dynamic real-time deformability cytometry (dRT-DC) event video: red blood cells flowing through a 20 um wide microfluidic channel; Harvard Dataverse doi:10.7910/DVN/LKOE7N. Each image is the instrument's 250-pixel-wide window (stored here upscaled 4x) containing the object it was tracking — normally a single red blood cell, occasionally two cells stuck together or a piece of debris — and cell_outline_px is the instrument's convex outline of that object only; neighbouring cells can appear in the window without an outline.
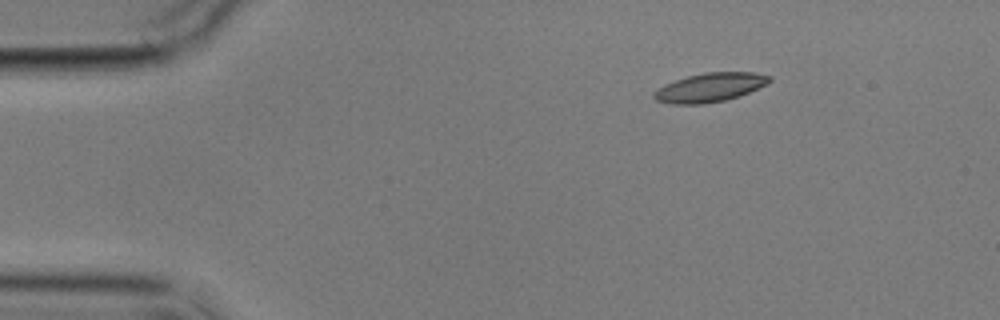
{"species": "common noctule bat (a hibernating species)", "species_latin": "Nyctalus noctula", "temperature_condition": "cold", "stored_images_in_passage": 12, "camera_frame_rate_fps": 3000, "um_per_image_px": 0.085, "animal": {"sex": "male", "body_mass_g": 17.9}, "frame": {"image": 1, "passage_image": 1, "time_ms": 0.0, "image_size_px": [1000, 320], "cell_outline_px": [[772, 80], [768, 84], [748, 92], [724, 100], [704, 104], [672, 104], [656, 100], [652, 96], [652, 92], [664, 84], [688, 76], [704, 72], [756, 72], [772, 76]], "centroid_in_image_um": [60.34, 7.42], "position_along_channel_um": 24.7, "area_um2": 19.48}}
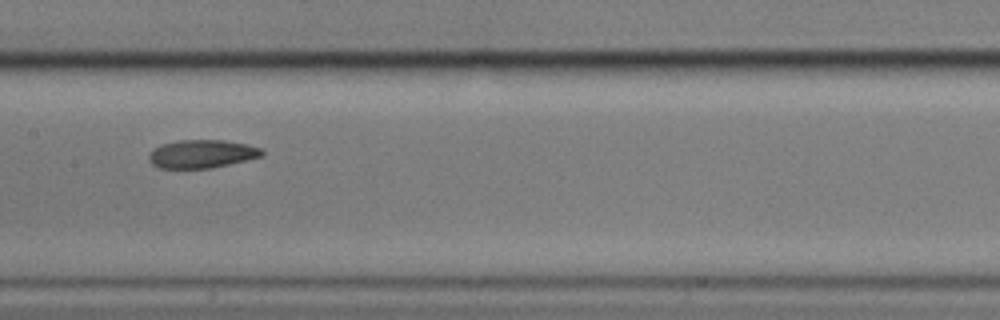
{"frame": {"image": 2, "passage_image": 6, "time_ms": 6.667, "image_size_px": [1000, 320], "cell_outline_px": [[264, 156], [228, 164], [208, 168], [160, 168], [152, 164], [148, 160], [148, 156], [160, 144], [180, 140], [224, 140], [248, 144], [260, 148], [264, 152]], "centroid_in_image_um": [17.17, 13.07], "position_along_channel_um": 190.2, "area_um2": 18.5}}
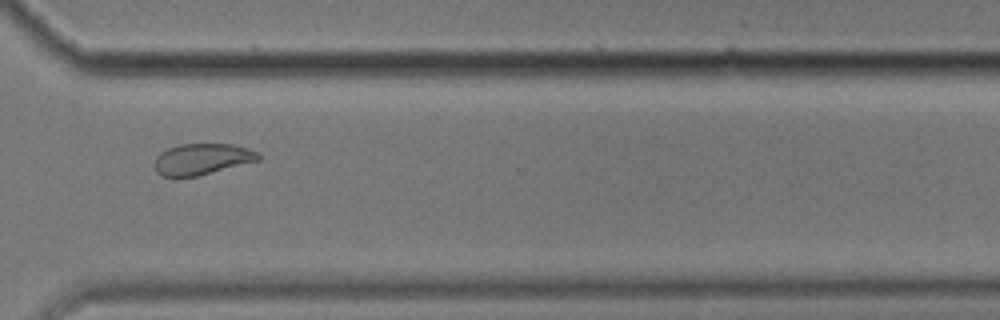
{"frame": {"image": 3, "passage_image": 10, "time_ms": 11.333, "image_size_px": [1000, 320], "cell_outline_px": [[260, 160], [196, 176], [160, 176], [156, 172], [156, 156], [160, 152], [168, 148], [180, 144], [236, 144], [260, 152]], "centroid_in_image_um": [17.21, 13.51], "position_along_channel_um": 353.4, "area_um2": 18.79}, "authors_computed_cell_mechanics": {"area_um2": 19.4208, "velocity_mm_per_s": 3.5035, "shape_relaxation_time_tau1_ms": 4.7492, "shape_relaxation_time_tau2_ms": 3.3931, "deformation_change_tau1": 0.109, "deformation_change_tau2": 0.0759}}